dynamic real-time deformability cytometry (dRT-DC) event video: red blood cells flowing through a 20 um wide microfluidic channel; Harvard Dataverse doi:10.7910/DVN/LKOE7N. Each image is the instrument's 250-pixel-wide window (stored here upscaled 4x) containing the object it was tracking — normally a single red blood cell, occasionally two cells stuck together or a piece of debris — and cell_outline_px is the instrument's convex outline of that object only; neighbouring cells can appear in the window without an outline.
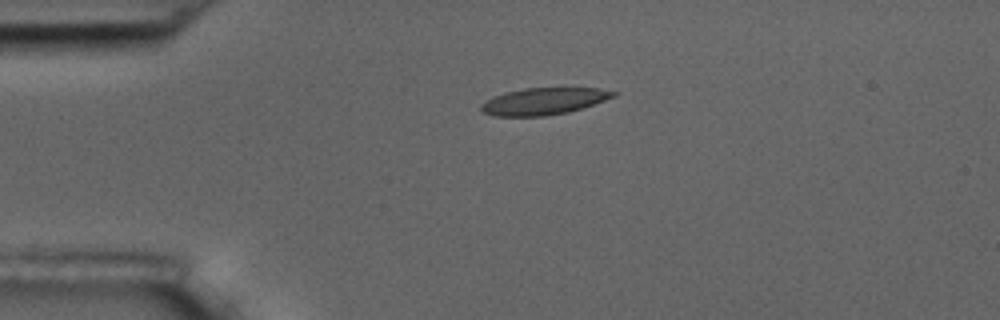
{"species": "common noctule bat (a hibernating species)", "species_latin": "Nyctalus noctula", "temperature_condition": "room temperature", "stored_images_in_passage": 7, "camera_frame_rate_fps": 3000, "um_per_image_px": 0.085, "animal": {"sex": "male", "body_mass_g": 17.5, "forearm_length_mm": 52.3}, "frame": {"image": 1, "passage_image": 7, "time_ms": 7.333, "image_size_px": [1000, 320], "cell_outline_px": [[620, 92], [616, 96], [568, 112], [544, 116], [492, 116], [480, 112], [480, 104], [492, 96], [504, 92], [524, 88], [600, 88]], "centroid_in_image_um": [46.16, 8.6], "position_along_channel_um": 38.8, "area_um2": 20.87}}